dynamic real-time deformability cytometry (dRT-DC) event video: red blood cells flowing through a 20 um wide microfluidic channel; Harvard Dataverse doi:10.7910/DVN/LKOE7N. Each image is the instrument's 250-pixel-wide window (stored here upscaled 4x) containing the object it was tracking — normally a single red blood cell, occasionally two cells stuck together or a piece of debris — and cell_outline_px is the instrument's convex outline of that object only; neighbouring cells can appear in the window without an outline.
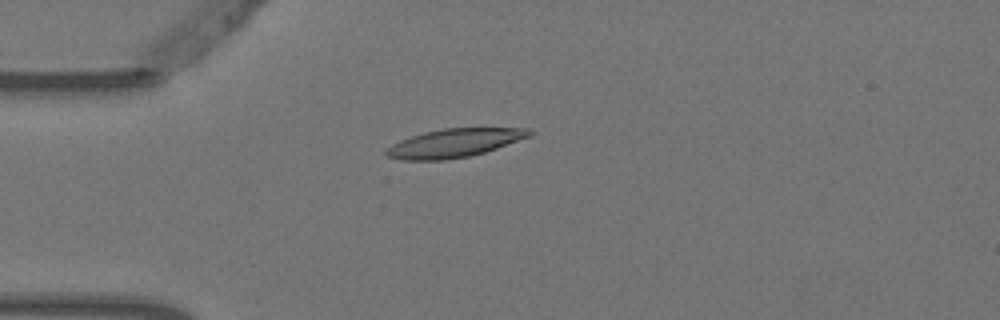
{"species": "Egyptian fruit bat (a non-hibernating species)", "species_latin": "Rousettus aegyptiacus", "temperature_condition": "warm", "stored_images_in_passage": 4, "camera_frame_rate_fps": 3000, "um_per_image_px": 0.085, "animal": {"sex": "female"}, "frame": {"image": 1, "passage_image": 4, "time_ms": 1.0, "image_size_px": [1000, 320], "cell_outline_px": [[536, 132], [532, 136], [484, 152], [468, 156], [444, 160], [400, 160], [384, 156], [384, 152], [392, 144], [400, 140], [424, 132], [444, 128], [532, 128]], "centroid_in_image_um": [38.64, 12.15], "position_along_channel_um": 46.4, "area_um2": 23.87}}